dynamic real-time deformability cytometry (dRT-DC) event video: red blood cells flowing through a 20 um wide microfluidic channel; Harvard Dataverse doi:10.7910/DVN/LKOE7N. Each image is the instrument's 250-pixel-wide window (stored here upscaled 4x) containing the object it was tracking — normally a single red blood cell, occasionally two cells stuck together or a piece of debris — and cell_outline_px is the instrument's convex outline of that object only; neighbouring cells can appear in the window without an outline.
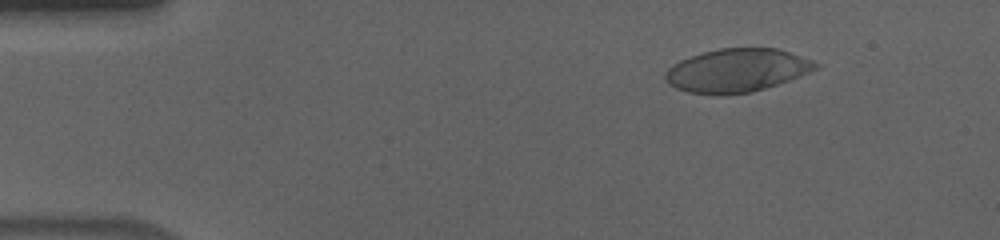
{"species": "human", "species_latin": "Homo sapiens", "temperature_condition": "cold", "stored_images_in_passage": 57, "camera_frame_rate_fps": 3000, "um_per_image_px": 0.085, "donor": {"sex": "male"}, "frame": {"image": 1, "passage_image": 7, "time_ms": 2.0, "image_size_px": [1000, 240], "cell_outline_px": [[820, 68], [800, 76], [752, 92], [716, 96], [688, 92], [676, 88], [668, 84], [664, 76], [664, 72], [672, 64], [680, 60], [704, 52], [720, 48], [776, 48], [812, 60], [820, 64]], "centroid_in_image_um": [62.61, 6.0], "position_along_channel_um": 22.4, "area_um2": 38.03}}
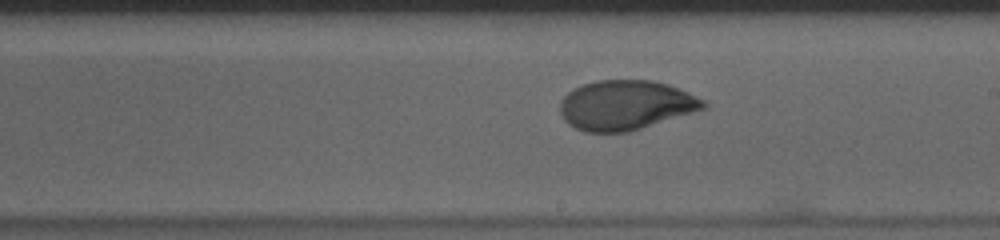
{"frame": {"image": 2, "passage_image": 32, "time_ms": 10.333, "image_size_px": [1000, 240], "cell_outline_px": [[708, 104], [704, 108], [692, 112], [628, 132], [584, 132], [568, 124], [564, 120], [560, 112], [560, 100], [568, 92], [584, 84], [596, 80], [652, 80], [668, 84], [688, 92], [704, 100]], "centroid_in_image_um": [53.15, 8.93], "position_along_channel_um": 235.8, "area_um2": 41.21}}
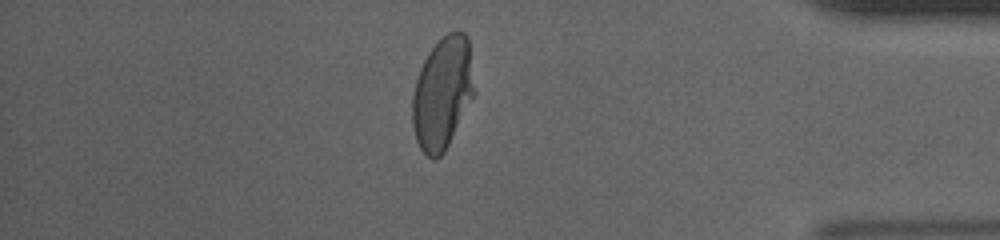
{"frame": {"image": 3, "passage_image": 48, "time_ms": 15.667, "image_size_px": [1000, 240], "cell_outline_px": [[472, 96], [444, 152], [436, 160], [432, 160], [420, 148], [416, 140], [412, 124], [412, 96], [416, 80], [420, 68], [428, 52], [448, 32], [464, 32], [468, 36], [472, 88]], "centroid_in_image_um": [37.55, 7.94], "position_along_channel_um": 397.7, "area_um2": 39.36}, "authors_computed_cell_mechanics": {"area_um2": 40.8068, "velocity_mm_per_s": 3.6096, "shape_relaxation_time_tau1_ms": 6.4478, "shape_relaxation_time_tau2_ms": 1.1037, "deformation_change_tau1": 0.21, "deformation_change_tau2": 0.0456}}